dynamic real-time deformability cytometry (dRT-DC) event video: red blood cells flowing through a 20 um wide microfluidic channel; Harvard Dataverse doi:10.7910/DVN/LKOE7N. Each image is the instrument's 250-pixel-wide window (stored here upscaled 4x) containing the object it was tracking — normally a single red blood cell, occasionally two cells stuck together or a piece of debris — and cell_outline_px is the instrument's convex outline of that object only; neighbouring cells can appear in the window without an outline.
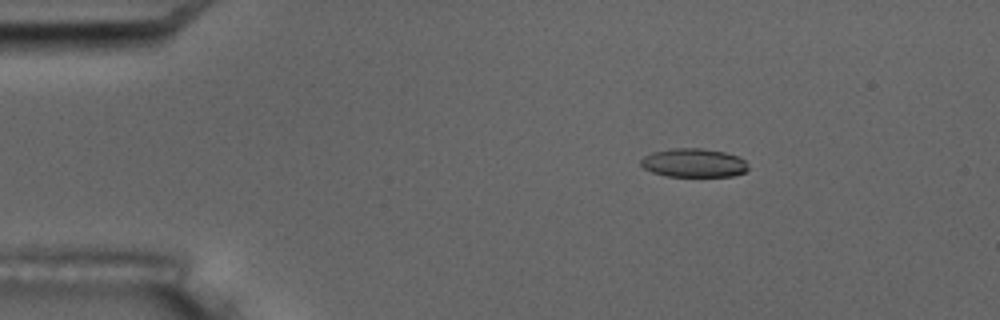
{"species": "common noctule bat (a hibernating species)", "species_latin": "Nyctalus noctula", "temperature_condition": "room temperature", "stored_images_in_passage": 5, "camera_frame_rate_fps": 3000, "um_per_image_px": 0.085, "animal": {"sex": "male", "body_mass_g": 17.5, "forearm_length_mm": 52.3}, "frame": {"image": 1, "passage_image": 2, "time_ms": 1.333, "image_size_px": [1000, 320], "cell_outline_px": [[748, 168], [744, 172], [732, 176], [668, 176], [652, 172], [644, 168], [640, 164], [640, 160], [644, 156], [652, 152], [672, 148], [704, 148], [724, 152], [736, 156], [744, 160]], "centroid_in_image_um": [58.93, 13.84], "position_along_channel_um": 26.1, "area_um2": 17.86}}